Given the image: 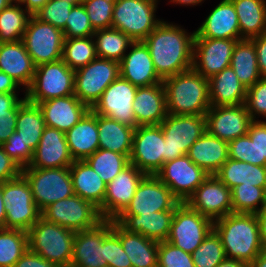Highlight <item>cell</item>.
I'll list each match as a JSON object with an SVG mask.
<instances>
[{"label":"cell","mask_w":266,"mask_h":267,"mask_svg":"<svg viewBox=\"0 0 266 267\" xmlns=\"http://www.w3.org/2000/svg\"><path fill=\"white\" fill-rule=\"evenodd\" d=\"M194 38L195 31L188 33L182 26L164 19L147 36L144 43L162 80L192 69Z\"/></svg>","instance_id":"cell-1"},{"label":"cell","mask_w":266,"mask_h":267,"mask_svg":"<svg viewBox=\"0 0 266 267\" xmlns=\"http://www.w3.org/2000/svg\"><path fill=\"white\" fill-rule=\"evenodd\" d=\"M220 236L226 258L236 259L248 266L264 250L258 219L253 213H234L213 221Z\"/></svg>","instance_id":"cell-2"},{"label":"cell","mask_w":266,"mask_h":267,"mask_svg":"<svg viewBox=\"0 0 266 267\" xmlns=\"http://www.w3.org/2000/svg\"><path fill=\"white\" fill-rule=\"evenodd\" d=\"M162 83L167 114L205 115L211 107L209 80L193 69L167 77Z\"/></svg>","instance_id":"cell-3"},{"label":"cell","mask_w":266,"mask_h":267,"mask_svg":"<svg viewBox=\"0 0 266 267\" xmlns=\"http://www.w3.org/2000/svg\"><path fill=\"white\" fill-rule=\"evenodd\" d=\"M75 233L40 217L27 231L28 249L58 267H70Z\"/></svg>","instance_id":"cell-4"},{"label":"cell","mask_w":266,"mask_h":267,"mask_svg":"<svg viewBox=\"0 0 266 267\" xmlns=\"http://www.w3.org/2000/svg\"><path fill=\"white\" fill-rule=\"evenodd\" d=\"M158 4L153 0H115L112 28L133 41H144L162 21L155 14Z\"/></svg>","instance_id":"cell-5"},{"label":"cell","mask_w":266,"mask_h":267,"mask_svg":"<svg viewBox=\"0 0 266 267\" xmlns=\"http://www.w3.org/2000/svg\"><path fill=\"white\" fill-rule=\"evenodd\" d=\"M6 211L5 228L28 231L41 217L26 178L20 176L2 183Z\"/></svg>","instance_id":"cell-6"},{"label":"cell","mask_w":266,"mask_h":267,"mask_svg":"<svg viewBox=\"0 0 266 267\" xmlns=\"http://www.w3.org/2000/svg\"><path fill=\"white\" fill-rule=\"evenodd\" d=\"M75 71L58 60L36 67L30 87L25 91L29 102L38 104L49 99L74 94Z\"/></svg>","instance_id":"cell-7"},{"label":"cell","mask_w":266,"mask_h":267,"mask_svg":"<svg viewBox=\"0 0 266 267\" xmlns=\"http://www.w3.org/2000/svg\"><path fill=\"white\" fill-rule=\"evenodd\" d=\"M22 175L28 181L34 202L40 211L58 200L74 195L69 167L24 168Z\"/></svg>","instance_id":"cell-8"},{"label":"cell","mask_w":266,"mask_h":267,"mask_svg":"<svg viewBox=\"0 0 266 267\" xmlns=\"http://www.w3.org/2000/svg\"><path fill=\"white\" fill-rule=\"evenodd\" d=\"M165 139V162L187 155L206 130L205 115L167 114L160 124Z\"/></svg>","instance_id":"cell-9"},{"label":"cell","mask_w":266,"mask_h":267,"mask_svg":"<svg viewBox=\"0 0 266 267\" xmlns=\"http://www.w3.org/2000/svg\"><path fill=\"white\" fill-rule=\"evenodd\" d=\"M64 32L31 15L22 41L37 66L62 59Z\"/></svg>","instance_id":"cell-10"},{"label":"cell","mask_w":266,"mask_h":267,"mask_svg":"<svg viewBox=\"0 0 266 267\" xmlns=\"http://www.w3.org/2000/svg\"><path fill=\"white\" fill-rule=\"evenodd\" d=\"M41 217L74 232L93 228L104 220L98 207L75 194L50 204L41 211Z\"/></svg>","instance_id":"cell-11"},{"label":"cell","mask_w":266,"mask_h":267,"mask_svg":"<svg viewBox=\"0 0 266 267\" xmlns=\"http://www.w3.org/2000/svg\"><path fill=\"white\" fill-rule=\"evenodd\" d=\"M119 76V62L97 57L75 71L74 95L91 109Z\"/></svg>","instance_id":"cell-12"},{"label":"cell","mask_w":266,"mask_h":267,"mask_svg":"<svg viewBox=\"0 0 266 267\" xmlns=\"http://www.w3.org/2000/svg\"><path fill=\"white\" fill-rule=\"evenodd\" d=\"M213 229V221L180 203L174 211L170 233L166 241L192 254Z\"/></svg>","instance_id":"cell-13"},{"label":"cell","mask_w":266,"mask_h":267,"mask_svg":"<svg viewBox=\"0 0 266 267\" xmlns=\"http://www.w3.org/2000/svg\"><path fill=\"white\" fill-rule=\"evenodd\" d=\"M130 163L146 175H156L165 163V139L159 125H140L133 133Z\"/></svg>","instance_id":"cell-14"},{"label":"cell","mask_w":266,"mask_h":267,"mask_svg":"<svg viewBox=\"0 0 266 267\" xmlns=\"http://www.w3.org/2000/svg\"><path fill=\"white\" fill-rule=\"evenodd\" d=\"M155 176L181 203H185L209 174L184 155L165 162Z\"/></svg>","instance_id":"cell-15"},{"label":"cell","mask_w":266,"mask_h":267,"mask_svg":"<svg viewBox=\"0 0 266 267\" xmlns=\"http://www.w3.org/2000/svg\"><path fill=\"white\" fill-rule=\"evenodd\" d=\"M137 88L119 76L104 90L91 110L96 114L136 128L138 125L134 116L133 101Z\"/></svg>","instance_id":"cell-16"},{"label":"cell","mask_w":266,"mask_h":267,"mask_svg":"<svg viewBox=\"0 0 266 267\" xmlns=\"http://www.w3.org/2000/svg\"><path fill=\"white\" fill-rule=\"evenodd\" d=\"M180 203L169 187L155 175H146L138 185L130 204L120 215L175 211Z\"/></svg>","instance_id":"cell-17"},{"label":"cell","mask_w":266,"mask_h":267,"mask_svg":"<svg viewBox=\"0 0 266 267\" xmlns=\"http://www.w3.org/2000/svg\"><path fill=\"white\" fill-rule=\"evenodd\" d=\"M145 176V173L130 163L106 184V195L99 208L102 218L115 220L130 204L138 185Z\"/></svg>","instance_id":"cell-18"},{"label":"cell","mask_w":266,"mask_h":267,"mask_svg":"<svg viewBox=\"0 0 266 267\" xmlns=\"http://www.w3.org/2000/svg\"><path fill=\"white\" fill-rule=\"evenodd\" d=\"M185 203L215 221L232 213L231 189L215 175H209Z\"/></svg>","instance_id":"cell-19"},{"label":"cell","mask_w":266,"mask_h":267,"mask_svg":"<svg viewBox=\"0 0 266 267\" xmlns=\"http://www.w3.org/2000/svg\"><path fill=\"white\" fill-rule=\"evenodd\" d=\"M236 39L194 38L192 69L210 78L230 66Z\"/></svg>","instance_id":"cell-20"},{"label":"cell","mask_w":266,"mask_h":267,"mask_svg":"<svg viewBox=\"0 0 266 267\" xmlns=\"http://www.w3.org/2000/svg\"><path fill=\"white\" fill-rule=\"evenodd\" d=\"M206 130L226 142L247 135L252 121L245 104L211 106L205 114Z\"/></svg>","instance_id":"cell-21"},{"label":"cell","mask_w":266,"mask_h":267,"mask_svg":"<svg viewBox=\"0 0 266 267\" xmlns=\"http://www.w3.org/2000/svg\"><path fill=\"white\" fill-rule=\"evenodd\" d=\"M120 76L136 87L162 83L155 71L149 48L144 41H134L120 62Z\"/></svg>","instance_id":"cell-22"},{"label":"cell","mask_w":266,"mask_h":267,"mask_svg":"<svg viewBox=\"0 0 266 267\" xmlns=\"http://www.w3.org/2000/svg\"><path fill=\"white\" fill-rule=\"evenodd\" d=\"M73 162L65 133L46 126L33 152L32 161L26 168H62L69 167Z\"/></svg>","instance_id":"cell-23"},{"label":"cell","mask_w":266,"mask_h":267,"mask_svg":"<svg viewBox=\"0 0 266 267\" xmlns=\"http://www.w3.org/2000/svg\"><path fill=\"white\" fill-rule=\"evenodd\" d=\"M70 267H105V219L75 233Z\"/></svg>","instance_id":"cell-24"},{"label":"cell","mask_w":266,"mask_h":267,"mask_svg":"<svg viewBox=\"0 0 266 267\" xmlns=\"http://www.w3.org/2000/svg\"><path fill=\"white\" fill-rule=\"evenodd\" d=\"M45 124L66 133L90 110L74 94L39 102Z\"/></svg>","instance_id":"cell-25"},{"label":"cell","mask_w":266,"mask_h":267,"mask_svg":"<svg viewBox=\"0 0 266 267\" xmlns=\"http://www.w3.org/2000/svg\"><path fill=\"white\" fill-rule=\"evenodd\" d=\"M195 38L242 40L237 13L230 0H221L195 30Z\"/></svg>","instance_id":"cell-26"},{"label":"cell","mask_w":266,"mask_h":267,"mask_svg":"<svg viewBox=\"0 0 266 267\" xmlns=\"http://www.w3.org/2000/svg\"><path fill=\"white\" fill-rule=\"evenodd\" d=\"M35 69L36 65L22 40L0 43V71L8 74L20 87L23 86V94L32 84Z\"/></svg>","instance_id":"cell-27"},{"label":"cell","mask_w":266,"mask_h":267,"mask_svg":"<svg viewBox=\"0 0 266 267\" xmlns=\"http://www.w3.org/2000/svg\"><path fill=\"white\" fill-rule=\"evenodd\" d=\"M136 124L159 125L167 116L163 83L138 87L133 101Z\"/></svg>","instance_id":"cell-28"},{"label":"cell","mask_w":266,"mask_h":267,"mask_svg":"<svg viewBox=\"0 0 266 267\" xmlns=\"http://www.w3.org/2000/svg\"><path fill=\"white\" fill-rule=\"evenodd\" d=\"M174 211L153 212L152 214L119 215L116 221L129 233H139L157 242L168 239Z\"/></svg>","instance_id":"cell-29"},{"label":"cell","mask_w":266,"mask_h":267,"mask_svg":"<svg viewBox=\"0 0 266 267\" xmlns=\"http://www.w3.org/2000/svg\"><path fill=\"white\" fill-rule=\"evenodd\" d=\"M65 137L74 161L91 156L99 149L98 114L90 109Z\"/></svg>","instance_id":"cell-30"},{"label":"cell","mask_w":266,"mask_h":267,"mask_svg":"<svg viewBox=\"0 0 266 267\" xmlns=\"http://www.w3.org/2000/svg\"><path fill=\"white\" fill-rule=\"evenodd\" d=\"M187 156L207 174L215 175L228 160V142L207 131L190 147Z\"/></svg>","instance_id":"cell-31"},{"label":"cell","mask_w":266,"mask_h":267,"mask_svg":"<svg viewBox=\"0 0 266 267\" xmlns=\"http://www.w3.org/2000/svg\"><path fill=\"white\" fill-rule=\"evenodd\" d=\"M211 106H236L245 104L247 89L241 84L231 66L209 79Z\"/></svg>","instance_id":"cell-32"},{"label":"cell","mask_w":266,"mask_h":267,"mask_svg":"<svg viewBox=\"0 0 266 267\" xmlns=\"http://www.w3.org/2000/svg\"><path fill=\"white\" fill-rule=\"evenodd\" d=\"M69 170L74 194L100 208L106 195V183L85 160L74 161Z\"/></svg>","instance_id":"cell-33"},{"label":"cell","mask_w":266,"mask_h":267,"mask_svg":"<svg viewBox=\"0 0 266 267\" xmlns=\"http://www.w3.org/2000/svg\"><path fill=\"white\" fill-rule=\"evenodd\" d=\"M215 176L230 189L242 183L266 189V166L228 158Z\"/></svg>","instance_id":"cell-34"},{"label":"cell","mask_w":266,"mask_h":267,"mask_svg":"<svg viewBox=\"0 0 266 267\" xmlns=\"http://www.w3.org/2000/svg\"><path fill=\"white\" fill-rule=\"evenodd\" d=\"M135 128L98 114L99 148L130 157Z\"/></svg>","instance_id":"cell-35"},{"label":"cell","mask_w":266,"mask_h":267,"mask_svg":"<svg viewBox=\"0 0 266 267\" xmlns=\"http://www.w3.org/2000/svg\"><path fill=\"white\" fill-rule=\"evenodd\" d=\"M119 239L132 267H158L159 242L139 233H129L120 225Z\"/></svg>","instance_id":"cell-36"},{"label":"cell","mask_w":266,"mask_h":267,"mask_svg":"<svg viewBox=\"0 0 266 267\" xmlns=\"http://www.w3.org/2000/svg\"><path fill=\"white\" fill-rule=\"evenodd\" d=\"M235 8L241 39L266 33V0H230Z\"/></svg>","instance_id":"cell-37"},{"label":"cell","mask_w":266,"mask_h":267,"mask_svg":"<svg viewBox=\"0 0 266 267\" xmlns=\"http://www.w3.org/2000/svg\"><path fill=\"white\" fill-rule=\"evenodd\" d=\"M230 66L246 89L252 87L261 78L256 51L251 40L237 41L232 52Z\"/></svg>","instance_id":"cell-38"},{"label":"cell","mask_w":266,"mask_h":267,"mask_svg":"<svg viewBox=\"0 0 266 267\" xmlns=\"http://www.w3.org/2000/svg\"><path fill=\"white\" fill-rule=\"evenodd\" d=\"M46 127L43 113L37 104L26 100L18 110L16 132L34 152Z\"/></svg>","instance_id":"cell-39"},{"label":"cell","mask_w":266,"mask_h":267,"mask_svg":"<svg viewBox=\"0 0 266 267\" xmlns=\"http://www.w3.org/2000/svg\"><path fill=\"white\" fill-rule=\"evenodd\" d=\"M93 39L98 58L119 63L134 42L128 35L114 28L95 30Z\"/></svg>","instance_id":"cell-40"},{"label":"cell","mask_w":266,"mask_h":267,"mask_svg":"<svg viewBox=\"0 0 266 267\" xmlns=\"http://www.w3.org/2000/svg\"><path fill=\"white\" fill-rule=\"evenodd\" d=\"M31 15L22 5L12 4L0 12V43L22 40Z\"/></svg>","instance_id":"cell-41"},{"label":"cell","mask_w":266,"mask_h":267,"mask_svg":"<svg viewBox=\"0 0 266 267\" xmlns=\"http://www.w3.org/2000/svg\"><path fill=\"white\" fill-rule=\"evenodd\" d=\"M85 161L108 184L130 164V157L99 148L91 156L87 157Z\"/></svg>","instance_id":"cell-42"},{"label":"cell","mask_w":266,"mask_h":267,"mask_svg":"<svg viewBox=\"0 0 266 267\" xmlns=\"http://www.w3.org/2000/svg\"><path fill=\"white\" fill-rule=\"evenodd\" d=\"M27 250V231L0 229V267H13Z\"/></svg>","instance_id":"cell-43"},{"label":"cell","mask_w":266,"mask_h":267,"mask_svg":"<svg viewBox=\"0 0 266 267\" xmlns=\"http://www.w3.org/2000/svg\"><path fill=\"white\" fill-rule=\"evenodd\" d=\"M97 58L93 36L64 40L62 60L76 71Z\"/></svg>","instance_id":"cell-44"},{"label":"cell","mask_w":266,"mask_h":267,"mask_svg":"<svg viewBox=\"0 0 266 267\" xmlns=\"http://www.w3.org/2000/svg\"><path fill=\"white\" fill-rule=\"evenodd\" d=\"M232 212L256 214L266 206V189L243 183L231 189Z\"/></svg>","instance_id":"cell-45"},{"label":"cell","mask_w":266,"mask_h":267,"mask_svg":"<svg viewBox=\"0 0 266 267\" xmlns=\"http://www.w3.org/2000/svg\"><path fill=\"white\" fill-rule=\"evenodd\" d=\"M105 267H132L119 239V224L105 219Z\"/></svg>","instance_id":"cell-46"},{"label":"cell","mask_w":266,"mask_h":267,"mask_svg":"<svg viewBox=\"0 0 266 267\" xmlns=\"http://www.w3.org/2000/svg\"><path fill=\"white\" fill-rule=\"evenodd\" d=\"M191 256L195 267H216L226 258L221 238L214 229Z\"/></svg>","instance_id":"cell-47"},{"label":"cell","mask_w":266,"mask_h":267,"mask_svg":"<svg viewBox=\"0 0 266 267\" xmlns=\"http://www.w3.org/2000/svg\"><path fill=\"white\" fill-rule=\"evenodd\" d=\"M73 6L74 4L64 0H49L34 16L64 31Z\"/></svg>","instance_id":"cell-48"},{"label":"cell","mask_w":266,"mask_h":267,"mask_svg":"<svg viewBox=\"0 0 266 267\" xmlns=\"http://www.w3.org/2000/svg\"><path fill=\"white\" fill-rule=\"evenodd\" d=\"M114 3L115 0H83L94 30L112 28Z\"/></svg>","instance_id":"cell-49"},{"label":"cell","mask_w":266,"mask_h":267,"mask_svg":"<svg viewBox=\"0 0 266 267\" xmlns=\"http://www.w3.org/2000/svg\"><path fill=\"white\" fill-rule=\"evenodd\" d=\"M63 32L65 39L93 36L95 30L83 4L72 7Z\"/></svg>","instance_id":"cell-50"},{"label":"cell","mask_w":266,"mask_h":267,"mask_svg":"<svg viewBox=\"0 0 266 267\" xmlns=\"http://www.w3.org/2000/svg\"><path fill=\"white\" fill-rule=\"evenodd\" d=\"M158 267H195L190 253L168 241H160L158 247Z\"/></svg>","instance_id":"cell-51"},{"label":"cell","mask_w":266,"mask_h":267,"mask_svg":"<svg viewBox=\"0 0 266 267\" xmlns=\"http://www.w3.org/2000/svg\"><path fill=\"white\" fill-rule=\"evenodd\" d=\"M245 105L252 120L261 117L266 121V78H260L247 89Z\"/></svg>","instance_id":"cell-52"},{"label":"cell","mask_w":266,"mask_h":267,"mask_svg":"<svg viewBox=\"0 0 266 267\" xmlns=\"http://www.w3.org/2000/svg\"><path fill=\"white\" fill-rule=\"evenodd\" d=\"M228 157L259 166L257 143L252 141L248 135L238 137L228 143Z\"/></svg>","instance_id":"cell-53"},{"label":"cell","mask_w":266,"mask_h":267,"mask_svg":"<svg viewBox=\"0 0 266 267\" xmlns=\"http://www.w3.org/2000/svg\"><path fill=\"white\" fill-rule=\"evenodd\" d=\"M1 146L4 152L22 169L28 167L32 161L33 151L24 143L16 131Z\"/></svg>","instance_id":"cell-54"},{"label":"cell","mask_w":266,"mask_h":267,"mask_svg":"<svg viewBox=\"0 0 266 267\" xmlns=\"http://www.w3.org/2000/svg\"><path fill=\"white\" fill-rule=\"evenodd\" d=\"M247 135L257 143L259 166H266V121L252 120Z\"/></svg>","instance_id":"cell-55"},{"label":"cell","mask_w":266,"mask_h":267,"mask_svg":"<svg viewBox=\"0 0 266 267\" xmlns=\"http://www.w3.org/2000/svg\"><path fill=\"white\" fill-rule=\"evenodd\" d=\"M26 96L12 109L0 111V145L6 142L16 130L19 107L26 101Z\"/></svg>","instance_id":"cell-56"},{"label":"cell","mask_w":266,"mask_h":267,"mask_svg":"<svg viewBox=\"0 0 266 267\" xmlns=\"http://www.w3.org/2000/svg\"><path fill=\"white\" fill-rule=\"evenodd\" d=\"M22 174V168L14 162L0 145V183L14 179Z\"/></svg>","instance_id":"cell-57"},{"label":"cell","mask_w":266,"mask_h":267,"mask_svg":"<svg viewBox=\"0 0 266 267\" xmlns=\"http://www.w3.org/2000/svg\"><path fill=\"white\" fill-rule=\"evenodd\" d=\"M13 267H58L31 250H27Z\"/></svg>","instance_id":"cell-58"},{"label":"cell","mask_w":266,"mask_h":267,"mask_svg":"<svg viewBox=\"0 0 266 267\" xmlns=\"http://www.w3.org/2000/svg\"><path fill=\"white\" fill-rule=\"evenodd\" d=\"M257 55V62L261 78H266V33L250 39Z\"/></svg>","instance_id":"cell-59"},{"label":"cell","mask_w":266,"mask_h":267,"mask_svg":"<svg viewBox=\"0 0 266 267\" xmlns=\"http://www.w3.org/2000/svg\"><path fill=\"white\" fill-rule=\"evenodd\" d=\"M20 88L14 79L0 71V93H18L21 90Z\"/></svg>","instance_id":"cell-60"},{"label":"cell","mask_w":266,"mask_h":267,"mask_svg":"<svg viewBox=\"0 0 266 267\" xmlns=\"http://www.w3.org/2000/svg\"><path fill=\"white\" fill-rule=\"evenodd\" d=\"M17 93H0V111L12 110L22 99Z\"/></svg>","instance_id":"cell-61"},{"label":"cell","mask_w":266,"mask_h":267,"mask_svg":"<svg viewBox=\"0 0 266 267\" xmlns=\"http://www.w3.org/2000/svg\"><path fill=\"white\" fill-rule=\"evenodd\" d=\"M13 4L22 5L30 15H35L49 0H12Z\"/></svg>","instance_id":"cell-62"},{"label":"cell","mask_w":266,"mask_h":267,"mask_svg":"<svg viewBox=\"0 0 266 267\" xmlns=\"http://www.w3.org/2000/svg\"><path fill=\"white\" fill-rule=\"evenodd\" d=\"M255 215L259 223L261 241H262L264 250H266V206L261 211L256 213Z\"/></svg>","instance_id":"cell-63"},{"label":"cell","mask_w":266,"mask_h":267,"mask_svg":"<svg viewBox=\"0 0 266 267\" xmlns=\"http://www.w3.org/2000/svg\"><path fill=\"white\" fill-rule=\"evenodd\" d=\"M216 267H248V265L236 259L225 258Z\"/></svg>","instance_id":"cell-64"},{"label":"cell","mask_w":266,"mask_h":267,"mask_svg":"<svg viewBox=\"0 0 266 267\" xmlns=\"http://www.w3.org/2000/svg\"><path fill=\"white\" fill-rule=\"evenodd\" d=\"M5 222H6V211L2 196V183H0V229L5 228Z\"/></svg>","instance_id":"cell-65"},{"label":"cell","mask_w":266,"mask_h":267,"mask_svg":"<svg viewBox=\"0 0 266 267\" xmlns=\"http://www.w3.org/2000/svg\"><path fill=\"white\" fill-rule=\"evenodd\" d=\"M248 267H266V250H263Z\"/></svg>","instance_id":"cell-66"},{"label":"cell","mask_w":266,"mask_h":267,"mask_svg":"<svg viewBox=\"0 0 266 267\" xmlns=\"http://www.w3.org/2000/svg\"><path fill=\"white\" fill-rule=\"evenodd\" d=\"M169 2L175 4V5H181V6H196V5H202L204 3V0H170Z\"/></svg>","instance_id":"cell-67"},{"label":"cell","mask_w":266,"mask_h":267,"mask_svg":"<svg viewBox=\"0 0 266 267\" xmlns=\"http://www.w3.org/2000/svg\"><path fill=\"white\" fill-rule=\"evenodd\" d=\"M13 4L12 0H0V12L3 9H6L7 7L11 6Z\"/></svg>","instance_id":"cell-68"},{"label":"cell","mask_w":266,"mask_h":267,"mask_svg":"<svg viewBox=\"0 0 266 267\" xmlns=\"http://www.w3.org/2000/svg\"><path fill=\"white\" fill-rule=\"evenodd\" d=\"M64 1H68L74 5H80L83 4V0H64Z\"/></svg>","instance_id":"cell-69"}]
</instances>
